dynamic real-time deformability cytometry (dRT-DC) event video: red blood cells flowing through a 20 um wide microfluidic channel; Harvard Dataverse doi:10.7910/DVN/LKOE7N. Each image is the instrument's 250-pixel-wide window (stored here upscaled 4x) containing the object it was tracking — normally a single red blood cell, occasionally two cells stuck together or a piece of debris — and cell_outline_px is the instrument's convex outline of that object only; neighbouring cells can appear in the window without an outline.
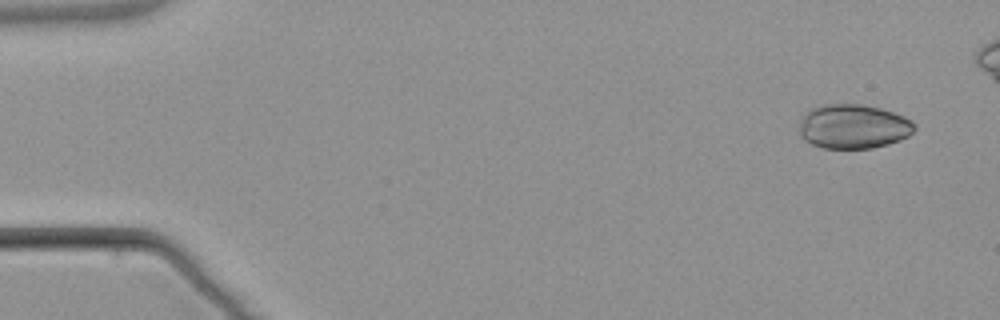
{"species": "common noctule bat (a hibernating species)", "species_latin": "Nyctalus noctula", "temperature_condition": "warm", "stored_images_in_passage": 6, "camera_frame_rate_fps": 3000, "um_per_image_px": 0.085, "animal": {"sex": "male", "body_mass_g": 21.5, "forearm_length_mm": 52.0}, "frame": {"image": 1, "passage_image": 1, "time_ms": 0.0, "image_size_px": [1000, 320], "cell_outline_px": [[916, 128], [908, 136], [900, 140], [888, 144], [872, 148], [824, 148], [812, 144], [804, 140], [800, 136], [800, 120], [804, 112], [820, 104], [860, 104], [880, 108], [904, 116], [912, 120], [916, 124]], "centroid_in_image_um": [72.53, 10.74], "position_along_channel_um": 12.5, "area_um2": 30.0}}